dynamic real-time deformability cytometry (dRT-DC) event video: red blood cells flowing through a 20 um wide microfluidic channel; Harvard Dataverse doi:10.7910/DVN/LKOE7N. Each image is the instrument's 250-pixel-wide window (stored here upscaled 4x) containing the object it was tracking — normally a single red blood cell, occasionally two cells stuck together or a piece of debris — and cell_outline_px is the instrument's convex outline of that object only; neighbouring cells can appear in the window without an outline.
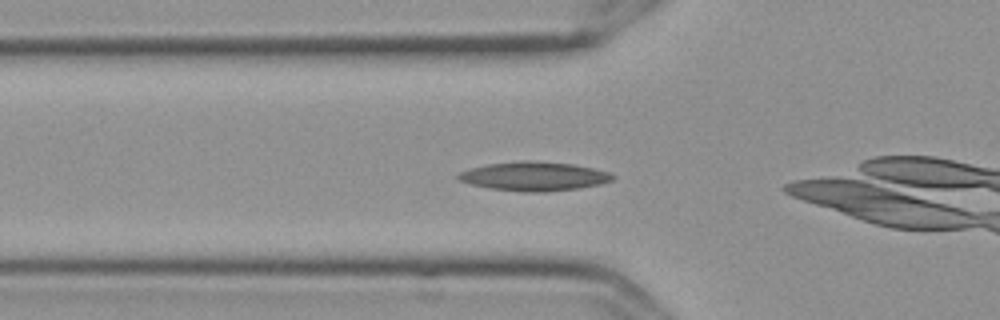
{"species": "Egyptian fruit bat (a non-hibernating species)", "species_latin": "Rousettus aegyptiacus", "temperature_condition": "cold", "stored_images_in_passage": 36, "camera_frame_rate_fps": 3000, "um_per_image_px": 0.085, "frame": {"image": 1, "passage_image": 2, "time_ms": 0.333, "image_size_px": [1000, 320], "cell_outline_px": [[616, 176], [612, 180], [600, 184], [580, 188], [544, 192], [524, 192], [488, 188], [472, 184], [460, 180], [456, 176], [460, 172], [468, 168], [488, 164], [524, 160], [532, 160], [572, 164], [592, 168], [608, 172]], "centroid_in_image_um": [45.39, 14.98], "position_along_channel_um": 80.4, "area_um2": 26.07}}
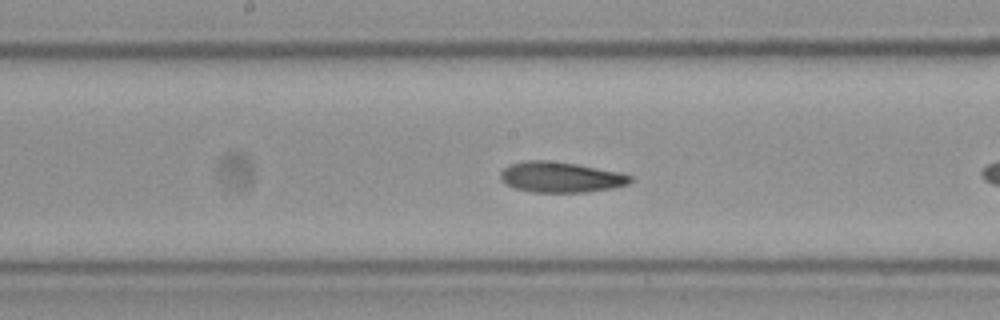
{"frame": {"image": 2, "passage_image": 12, "time_ms": 3.667, "image_size_px": [1000, 320], "cell_outline_px": [[632, 180], [628, 184], [612, 188], [584, 192], [532, 192], [512, 188], [504, 184], [500, 180], [500, 172], [504, 168], [512, 164], [524, 160], [548, 160], [576, 164], [616, 172], [632, 176]], "centroid_in_image_um": [47.58, 15.06], "position_along_channel_um": 200.6, "area_um2": 23.06}}
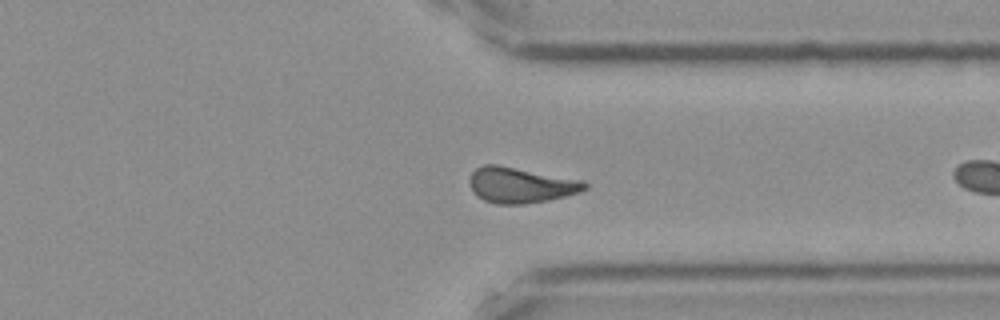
{"frame": {"image": 3, "passage_image": 26, "time_ms": 8.333, "image_size_px": [1000, 320], "cell_outline_px": [[588, 188], [580, 192], [548, 200], [524, 204], [496, 204], [484, 200], [472, 188], [472, 172], [476, 168], [484, 164], [496, 164], [584, 180], [588, 184]], "centroid_in_image_um": [44.33, 15.73], "position_along_channel_um": 367.1, "area_um2": 23.58}, "authors_computed_cell_mechanics": {"area_um2": 23.3801, "velocity_mm_per_s": 3.5775, "shape_relaxation_time_tau1_ms": 6.0536, "shape_relaxation_time_tau2_ms": 4.6848, "deformation_change_tau1": 0.1314, "deformation_change_tau2": 0.1357}}